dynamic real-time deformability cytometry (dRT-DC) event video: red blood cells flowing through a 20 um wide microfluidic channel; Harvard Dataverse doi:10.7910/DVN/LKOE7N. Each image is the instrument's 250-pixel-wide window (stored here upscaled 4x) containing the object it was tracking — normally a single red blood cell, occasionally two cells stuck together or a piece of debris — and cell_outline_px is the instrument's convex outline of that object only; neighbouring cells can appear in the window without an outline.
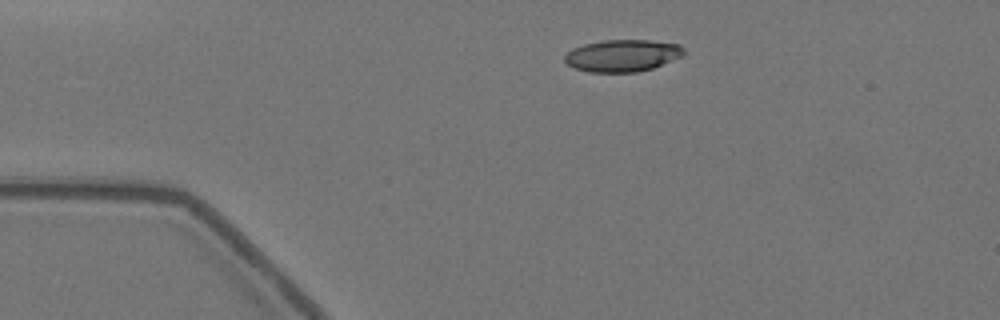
{"species": "Egyptian fruit bat (a non-hibernating species)", "species_latin": "Rousettus aegyptiacus", "temperature_condition": "warm", "stored_images_in_passage": 44, "camera_frame_rate_fps": 3000, "um_per_image_px": 0.085, "animal": {"sex": "female"}, "frame": {"image": 1, "passage_image": 1, "time_ms": 0.0, "image_size_px": [1000, 320], "cell_outline_px": [[684, 56], [652, 68], [636, 72], [588, 72], [576, 68], [568, 64], [564, 60], [564, 56], [572, 48], [584, 44], [604, 40], [652, 40], [680, 44], [684, 48]], "centroid_in_image_um": [52.93, 4.72], "position_along_channel_um": 32.1, "area_um2": 22.31}}
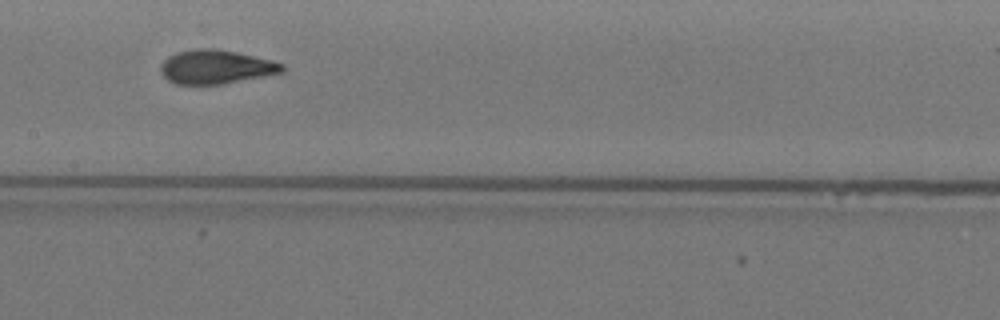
{"frame": {"image": 2, "passage_image": 18, "time_ms": 5.667, "image_size_px": [1000, 320], "cell_outline_px": [[284, 72], [220, 84], [176, 84], [168, 80], [160, 72], [160, 64], [168, 56], [176, 52], [196, 48], [216, 48], [236, 52], [272, 60], [284, 64]], "centroid_in_image_um": [18.33, 5.67], "position_along_channel_um": 189.1, "area_um2": 23.99}}
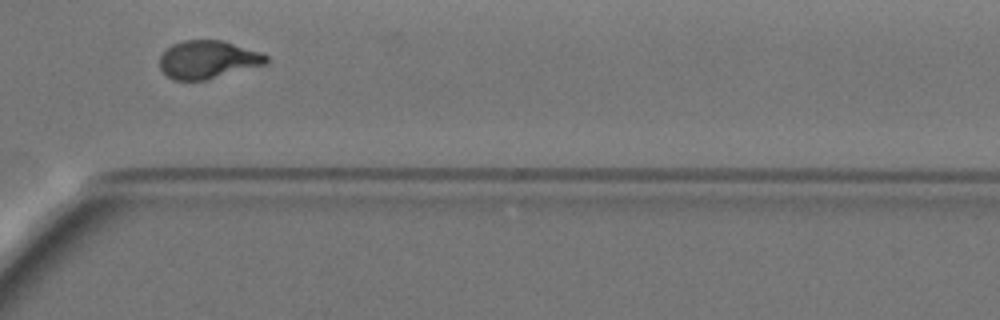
{"frame": {"image": 3, "passage_image": 32, "time_ms": 10.333, "image_size_px": [1000, 320], "cell_outline_px": [[268, 60], [264, 64], [208, 80], [172, 80], [160, 68], [160, 56], [172, 44], [184, 40], [220, 40], [260, 52], [268, 56]], "centroid_in_image_um": [17.64, 5.07], "position_along_channel_um": 353.0, "area_um2": 23.35}, "authors_computed_cell_mechanics": {"area_um2": 23.3512, "velocity_mm_per_s": 3.5266, "shape_relaxation_time_tau1_ms": 5.8305, "shape_relaxation_time_tau2_ms": 0.8888, "deformation_change_tau1": 0.2125, "deformation_change_tau2": 0.0669}}